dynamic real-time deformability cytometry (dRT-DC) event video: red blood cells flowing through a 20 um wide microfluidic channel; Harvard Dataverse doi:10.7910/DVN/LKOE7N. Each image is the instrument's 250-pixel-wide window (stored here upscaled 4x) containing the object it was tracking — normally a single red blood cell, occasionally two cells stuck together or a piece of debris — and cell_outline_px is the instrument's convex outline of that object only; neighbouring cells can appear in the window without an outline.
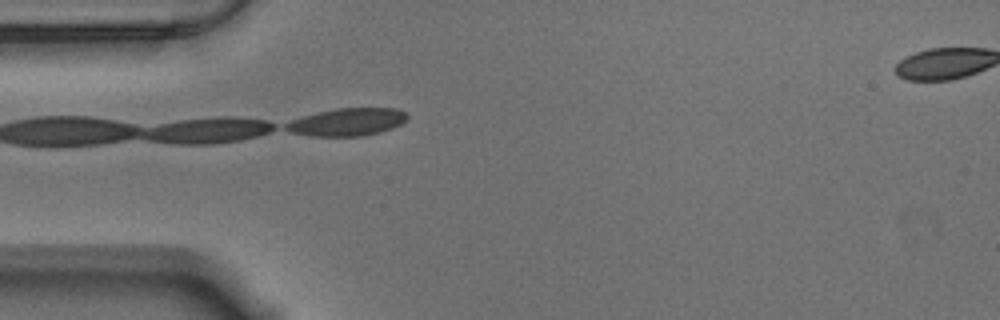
{"species": "Egyptian fruit bat (a non-hibernating species)", "species_latin": "Rousettus aegyptiacus", "temperature_condition": "warm", "stored_images_in_passage": 3, "camera_frame_rate_fps": 3000, "um_per_image_px": 0.085, "animal": {"sex": "male"}, "frame": {"image": 1, "passage_image": 3, "time_ms": 0.667, "image_size_px": [1000, 320], "cell_outline_px": [[408, 116], [400, 124], [392, 128], [380, 132], [364, 136], [308, 136], [292, 132], [284, 128], [284, 124], [292, 120], [304, 116], [336, 108], [396, 108], [408, 112]], "centroid_in_image_um": [29.54, 10.37], "position_along_channel_um": 55.5, "area_um2": 19.48}}